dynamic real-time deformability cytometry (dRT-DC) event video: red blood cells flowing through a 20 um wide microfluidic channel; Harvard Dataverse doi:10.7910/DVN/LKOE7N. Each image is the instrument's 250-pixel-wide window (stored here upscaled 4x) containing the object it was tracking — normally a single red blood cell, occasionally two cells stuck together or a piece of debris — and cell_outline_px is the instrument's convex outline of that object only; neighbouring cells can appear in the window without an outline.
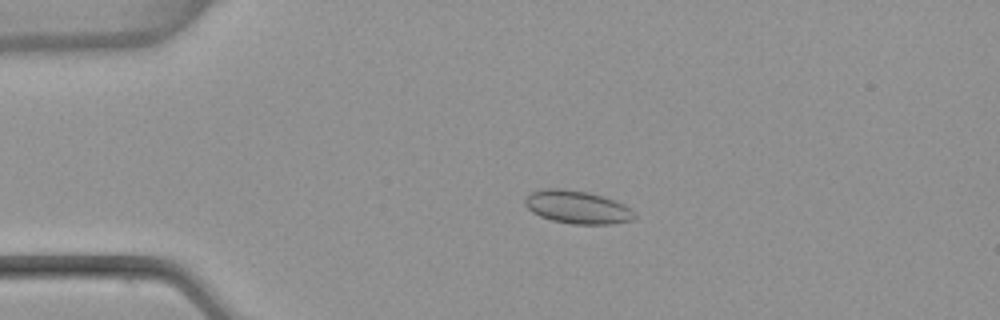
{"species": "common noctule bat (a hibernating species)", "species_latin": "Nyctalus noctula", "temperature_condition": "warm", "stored_images_in_passage": 4, "camera_frame_rate_fps": 3000, "um_per_image_px": 0.085, "animal": {"sex": "female", "body_mass_g": 22.7, "forearm_length_mm": 54.2}, "frame": {"image": 1, "passage_image": 3, "time_ms": 0.667, "image_size_px": [1000, 320], "cell_outline_px": [[636, 216], [632, 220], [612, 224], [572, 224], [552, 220], [540, 216], [532, 212], [524, 204], [524, 196], [528, 192], [544, 188], [564, 188], [588, 192], [604, 196], [624, 204], [632, 208], [636, 212]], "centroid_in_image_um": [49.06, 17.59], "position_along_channel_um": 35.9, "area_um2": 21.5}}